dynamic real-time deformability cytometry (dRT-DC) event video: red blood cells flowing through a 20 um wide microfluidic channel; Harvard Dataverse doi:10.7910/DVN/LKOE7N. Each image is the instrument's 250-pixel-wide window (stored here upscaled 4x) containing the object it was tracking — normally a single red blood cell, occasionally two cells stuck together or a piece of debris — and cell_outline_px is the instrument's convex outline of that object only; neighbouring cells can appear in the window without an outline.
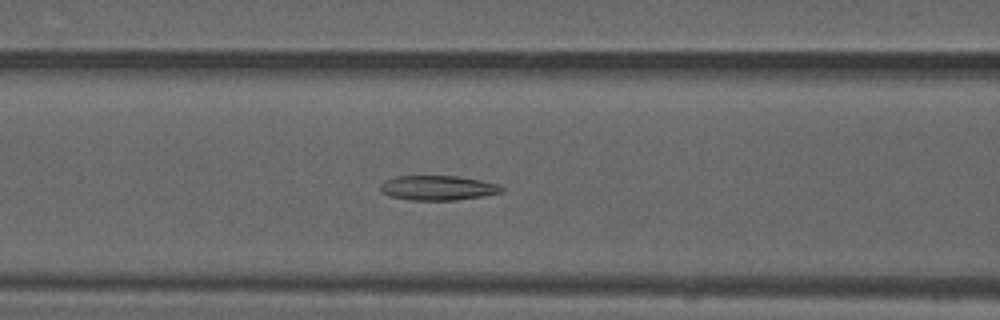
{"species": "common noctule bat (a hibernating species)", "species_latin": "Nyctalus noctula", "temperature_condition": "warm", "stored_images_in_passage": 51, "camera_frame_rate_fps": 3000, "um_per_image_px": 0.085, "animal": {"sex": "male", "forearm_length_mm": 52.5}, "frame": {"image": 1, "passage_image": 21, "time_ms": 6.667, "image_size_px": [1000, 320], "cell_outline_px": [[504, 192], [484, 196], [456, 200], [408, 200], [388, 196], [380, 192], [380, 184], [384, 180], [396, 176], [456, 176], [480, 180], [500, 184], [504, 188]], "centroid_in_image_um": [37.21, 15.97], "position_along_channel_um": 129.4, "area_um2": 17.74}}
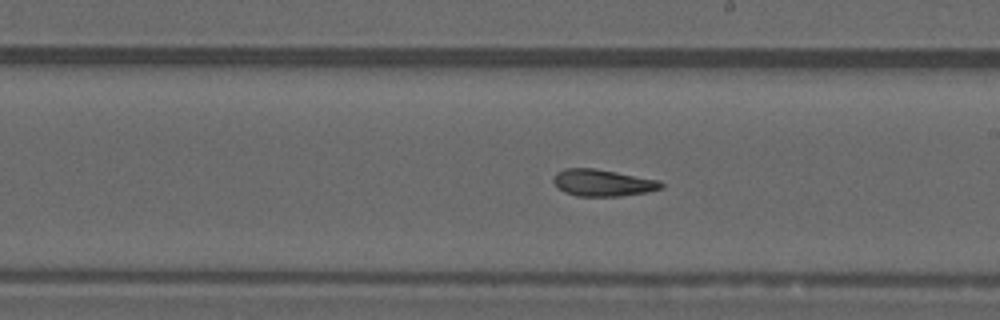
{"frame": {"image": 2, "passage_image": 29, "time_ms": 9.333, "image_size_px": [1000, 320], "cell_outline_px": [[664, 188], [648, 192], [620, 196], [576, 196], [564, 192], [556, 188], [552, 180], [556, 172], [564, 168], [592, 168], [616, 172], [660, 180], [664, 184]], "centroid_in_image_um": [51.22, 15.54], "position_along_channel_um": 237.8, "area_um2": 17.05}}
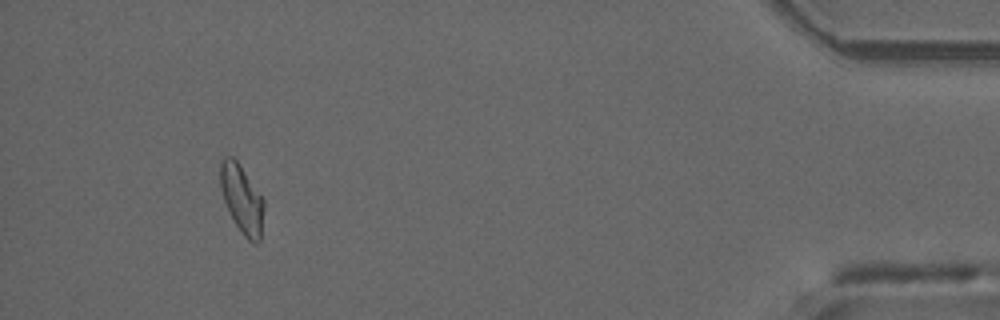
{"frame": {"image": 3, "passage_image": 47, "time_ms": 15.333, "image_size_px": [1000, 320], "cell_outline_px": [[264, 208], [260, 240], [256, 244], [248, 240], [244, 236], [236, 224], [224, 200], [220, 188], [220, 160], [224, 156], [232, 156], [240, 164], [264, 200]], "centroid_in_image_um": [20.55, 16.89], "position_along_channel_um": 414.6, "area_um2": 17.22}}